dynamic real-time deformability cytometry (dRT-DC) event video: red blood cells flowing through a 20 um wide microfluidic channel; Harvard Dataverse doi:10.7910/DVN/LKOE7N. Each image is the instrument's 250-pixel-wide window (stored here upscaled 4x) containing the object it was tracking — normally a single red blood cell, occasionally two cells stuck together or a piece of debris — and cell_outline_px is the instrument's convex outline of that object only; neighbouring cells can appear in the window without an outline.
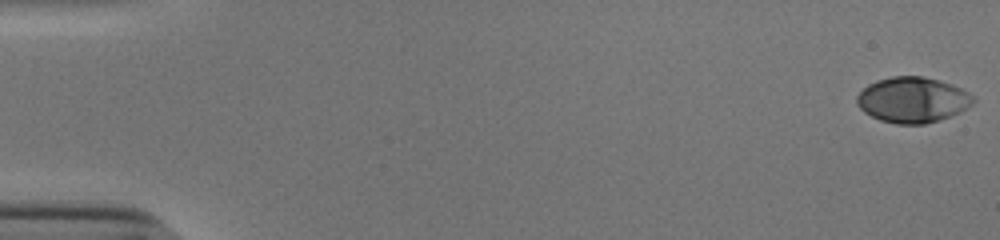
{"species": "human", "species_latin": "Homo sapiens", "temperature_condition": "cold", "stored_images_in_passage": 54, "camera_frame_rate_fps": 3000, "um_per_image_px": 0.085, "donor": {"sex": "male"}, "frame": {"image": 1, "passage_image": 1, "time_ms": 0.0, "image_size_px": [1000, 240], "cell_outline_px": [[976, 100], [972, 104], [948, 116], [924, 124], [896, 124], [880, 120], [864, 112], [856, 104], [856, 96], [868, 84], [876, 80], [892, 76], [924, 76], [952, 84], [968, 92]], "centroid_in_image_um": [77.52, 8.47], "position_along_channel_um": 7.5, "area_um2": 30.63}}
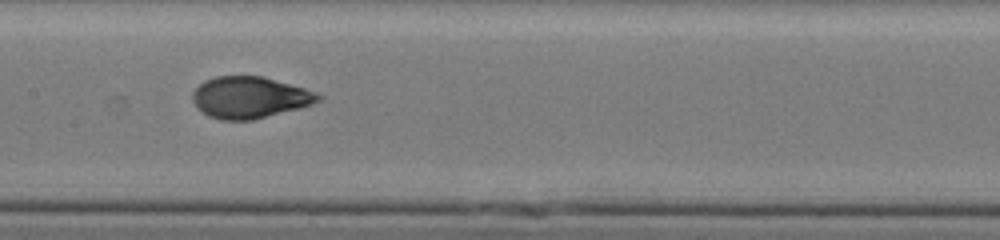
{"frame": {"image": 2, "passage_image": 28, "time_ms": 9.0, "image_size_px": [1000, 240], "cell_outline_px": [[324, 96], [320, 100], [312, 104], [252, 120], [220, 120], [208, 116], [196, 108], [192, 100], [192, 92], [204, 80], [216, 76], [264, 76], [304, 88], [316, 92]], "centroid_in_image_um": [21.19, 8.27], "position_along_channel_um": 186.2, "area_um2": 30.46}}
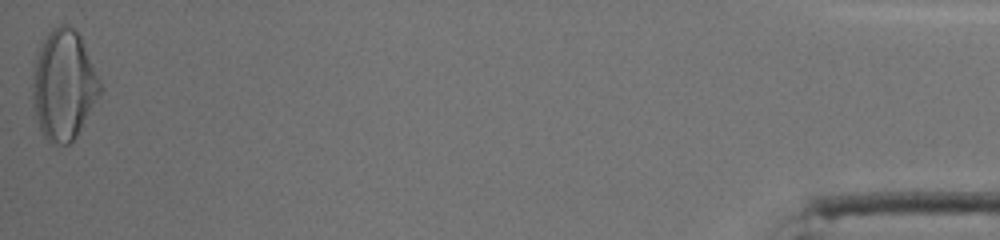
{"frame": {"image": 3, "passage_image": 54, "time_ms": 17.667, "image_size_px": [1000, 240], "cell_outline_px": [[104, 88], [76, 136], [68, 144], [52, 144], [44, 136], [40, 128], [32, 104], [32, 72], [36, 56], [48, 32], [52, 28], [60, 24], [68, 24], [80, 36]], "centroid_in_image_um": [5.41, 7.23], "position_along_channel_um": 429.8, "area_um2": 43.23}, "authors_computed_cell_mechanics": {"area_um2": 30.7207, "velocity_mm_per_s": 3.8564, "shape_relaxation_time_tau1_ms": 3.6342, "shape_relaxation_time_tau2_ms": null, "deformation_change_tau1": 0.1892, "deformation_change_tau2": null}}